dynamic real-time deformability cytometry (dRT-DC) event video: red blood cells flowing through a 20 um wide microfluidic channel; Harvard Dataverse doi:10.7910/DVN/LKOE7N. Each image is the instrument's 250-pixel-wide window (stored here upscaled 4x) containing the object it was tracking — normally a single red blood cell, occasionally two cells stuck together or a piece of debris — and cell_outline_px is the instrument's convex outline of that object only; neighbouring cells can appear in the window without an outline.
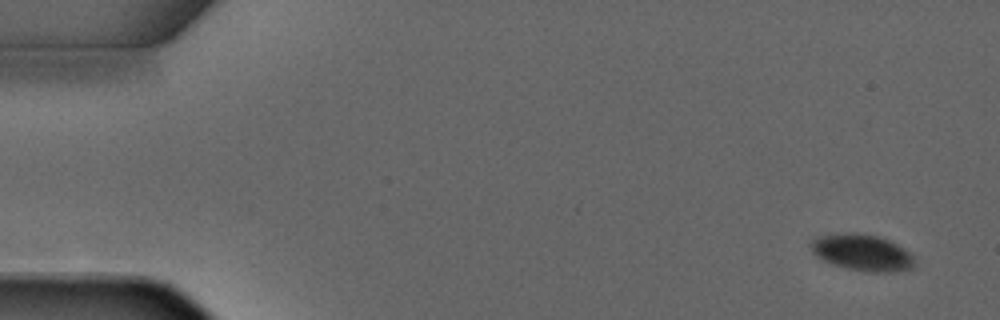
{"species": "common noctule bat (a hibernating species)", "species_latin": "Nyctalus noctula", "temperature_condition": "warm", "stored_images_in_passage": 3, "camera_frame_rate_fps": 3000, "um_per_image_px": 0.085, "animal": {"sex": "male", "forearm_length_mm": 52.5}, "frame": {"image": 1, "passage_image": 1, "time_ms": 0.0, "image_size_px": [1000, 320], "cell_outline_px": [[916, 264], [912, 268], [896, 272], [868, 272], [848, 268], [832, 264], [816, 256], [812, 252], [808, 244], [812, 240], [820, 236], [840, 232], [856, 232], [880, 236], [904, 248], [916, 260]], "centroid_in_image_um": [73.28, 21.45], "position_along_channel_um": 11.7, "area_um2": 22.31}}
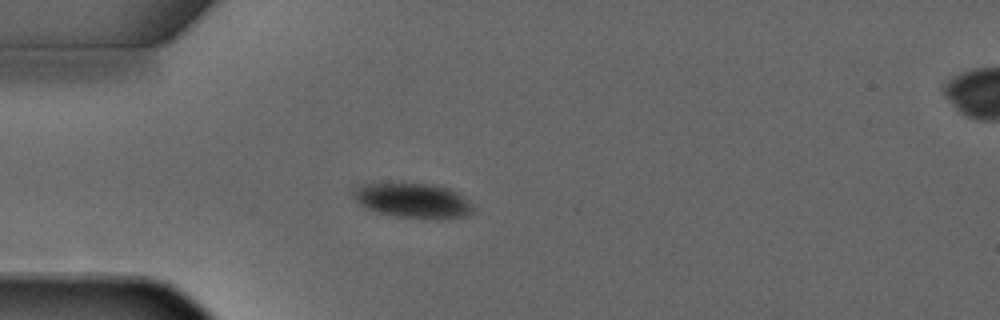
{"frame": {"image": 2, "passage_image": 3, "time_ms": 3.333, "image_size_px": [1000, 320], "cell_outline_px": [[472, 212], [468, 216], [396, 216], [380, 212], [368, 208], [360, 204], [352, 196], [352, 188], [356, 184], [436, 184], [448, 188], [456, 192], [468, 200], [472, 204]], "centroid_in_image_um": [35.03, 16.99], "position_along_channel_um": 50.0, "area_um2": 23.29}}